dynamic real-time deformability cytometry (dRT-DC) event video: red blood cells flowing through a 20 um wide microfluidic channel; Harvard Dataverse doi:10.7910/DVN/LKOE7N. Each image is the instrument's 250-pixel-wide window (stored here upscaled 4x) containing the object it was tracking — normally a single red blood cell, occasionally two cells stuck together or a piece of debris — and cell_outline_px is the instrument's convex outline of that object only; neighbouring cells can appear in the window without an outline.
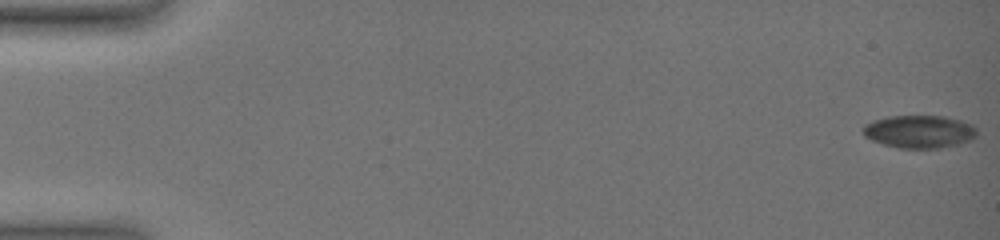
{"species": "common noctule bat (a hibernating species)", "species_latin": "Nyctalus noctula", "temperature_condition": "warm", "stored_images_in_passage": 41, "camera_frame_rate_fps": 3000, "um_per_image_px": 0.085, "animal": {"sex": "female", "body_mass_g": 19.0, "forearm_length_mm": 51.5}, "frame": {"image": 1, "passage_image": 1, "time_ms": 0.0, "image_size_px": [1000, 240], "cell_outline_px": [[976, 136], [972, 140], [960, 144], [940, 148], [900, 148], [884, 144], [872, 140], [864, 136], [864, 124], [872, 120], [888, 116], [944, 116], [960, 120], [972, 124], [976, 128]], "centroid_in_image_um": [78.16, 11.18], "position_along_channel_um": 6.8, "area_um2": 21.85}}
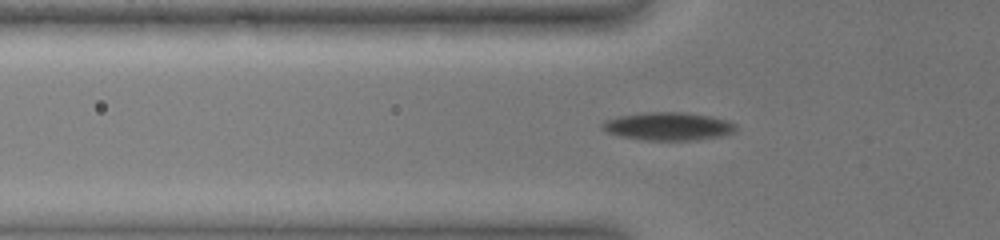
{"frame": {"image": 2, "passage_image": 30, "time_ms": 6.333, "image_size_px": [1000, 240], "cell_outline_px": [[736, 128], [732, 132], [720, 136], [696, 140], [644, 140], [620, 136], [604, 132], [600, 128], [600, 124], [604, 120], [620, 116], [644, 112], [684, 112], [712, 116], [736, 124]], "centroid_in_image_um": [56.72, 10.73], "position_along_channel_um": 69.1, "area_um2": 21.91}}
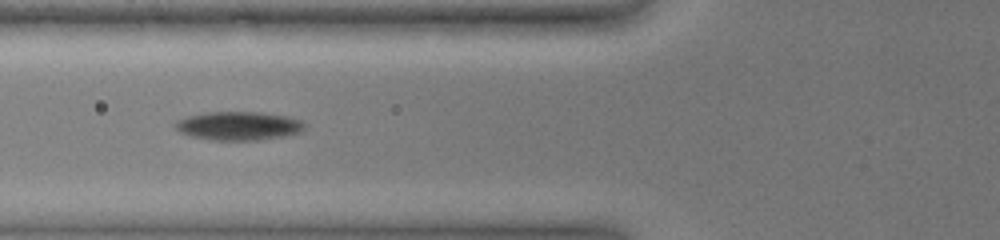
{"frame": {"image": 3, "passage_image": 34, "time_ms": 7.333, "image_size_px": [1000, 240], "cell_outline_px": [[304, 128], [300, 132], [284, 136], [260, 140], [212, 140], [192, 136], [180, 132], [176, 128], [176, 120], [188, 116], [208, 112], [260, 112], [288, 116], [300, 120], [304, 124]], "centroid_in_image_um": [20.29, 10.7], "position_along_channel_um": 105.5, "area_um2": 21.44}}